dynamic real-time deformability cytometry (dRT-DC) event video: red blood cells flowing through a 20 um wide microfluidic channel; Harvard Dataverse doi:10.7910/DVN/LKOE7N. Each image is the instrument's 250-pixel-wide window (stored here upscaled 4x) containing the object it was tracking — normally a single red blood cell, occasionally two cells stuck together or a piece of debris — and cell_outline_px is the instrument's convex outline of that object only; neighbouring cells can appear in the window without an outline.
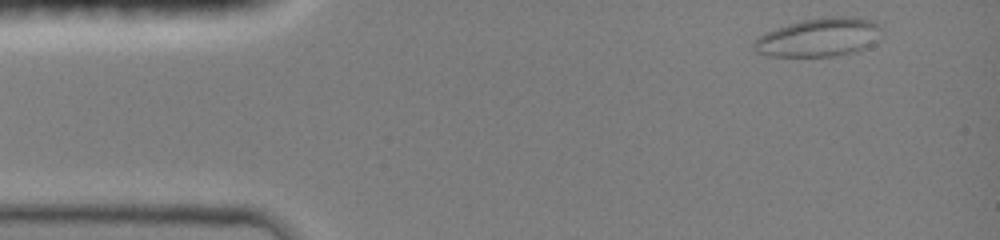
{"species": "common noctule bat (a hibernating species)", "species_latin": "Nyctalus noctula", "temperature_condition": "room temperature", "stored_images_in_passage": 42, "camera_frame_rate_fps": 3000, "um_per_image_px": 0.085, "animal": {"sex": "female", "body_mass_g": 19.0, "forearm_length_mm": 51.5}, "frame": {"image": 1, "passage_image": 1, "time_ms": 0.0, "image_size_px": [1000, 240], "cell_outline_px": [[884, 28], [872, 44], [856, 52], [836, 56], [768, 56], [756, 52], [752, 44], [764, 32], [788, 24], [804, 20], [832, 16], [856, 16], [872, 20], [880, 24]], "centroid_in_image_um": [69.65, 3.17], "position_along_channel_um": 15.4, "area_um2": 28.84}}
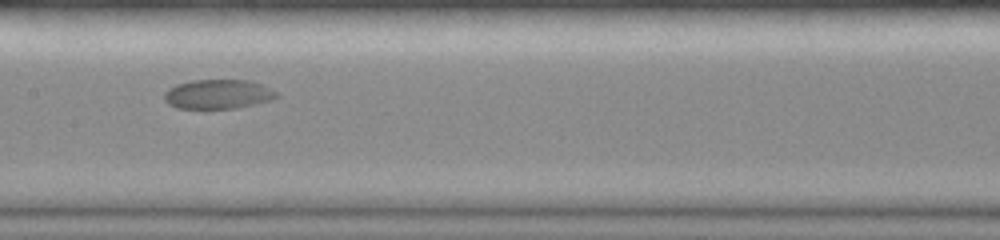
{"frame": {"image": 2, "passage_image": 21, "time_ms": 6.667, "image_size_px": [1000, 240], "cell_outline_px": [[280, 96], [272, 100], [256, 104], [236, 108], [176, 108], [168, 104], [164, 100], [164, 92], [168, 88], [176, 84], [192, 80], [248, 80], [260, 84], [276, 92]], "centroid_in_image_um": [18.51, 8.01], "position_along_channel_um": 188.9, "area_um2": 19.25}}
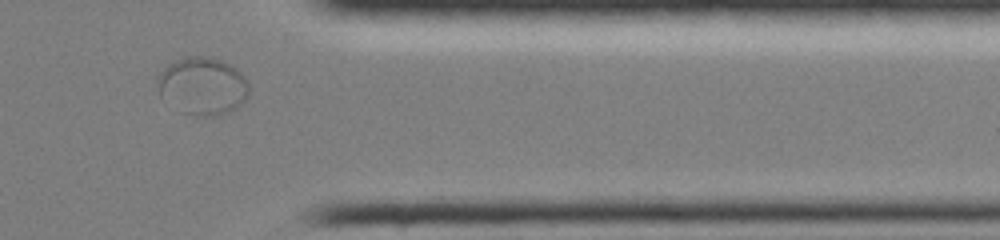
{"frame": {"image": 3, "passage_image": 37, "time_ms": 12.0, "image_size_px": [1000, 240], "cell_outline_px": [[248, 96], [236, 108], [228, 112], [212, 116], [196, 116], [180, 112], [160, 96], [156, 80], [156, 76], [168, 64], [184, 56], [212, 56], [236, 68], [248, 80]], "centroid_in_image_um": [17.19, 7.3], "position_along_channel_um": 394.2, "area_um2": 31.04}}